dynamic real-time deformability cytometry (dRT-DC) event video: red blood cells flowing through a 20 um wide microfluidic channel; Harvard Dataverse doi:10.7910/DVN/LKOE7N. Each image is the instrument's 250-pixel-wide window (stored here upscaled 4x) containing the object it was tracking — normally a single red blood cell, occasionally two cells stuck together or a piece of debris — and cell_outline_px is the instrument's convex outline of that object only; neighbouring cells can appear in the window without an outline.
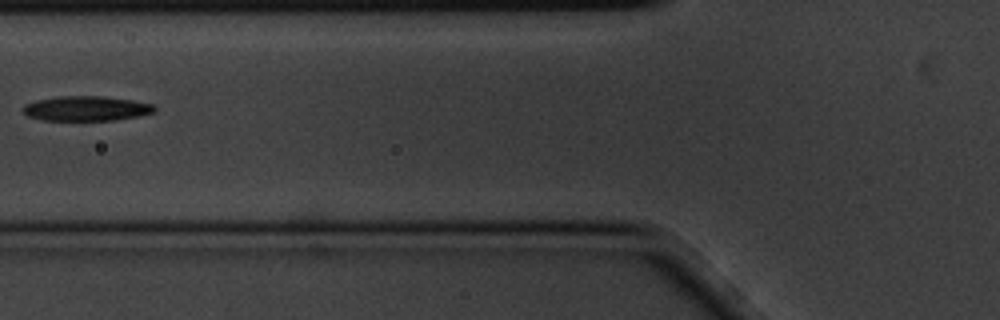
{"species": "common noctule bat (a hibernating species)", "species_latin": "Nyctalus noctula", "temperature_condition": "cold", "stored_images_in_passage": 14, "camera_frame_rate_fps": 3000, "um_per_image_px": 0.085, "animal": {"sex": "male", "body_mass_g": 20.1, "forearm_length_mm": 53.5}, "frame": {"image": 1, "passage_image": 5, "time_ms": 1.333, "image_size_px": [1000, 320], "cell_outline_px": [[156, 112], [136, 116], [112, 120], [44, 120], [28, 116], [24, 112], [24, 104], [36, 100], [60, 96], [104, 96], [132, 100], [152, 104], [156, 108]], "centroid_in_image_um": [7.34, 9.21], "position_along_channel_um": 118.5, "area_um2": 18.84}}
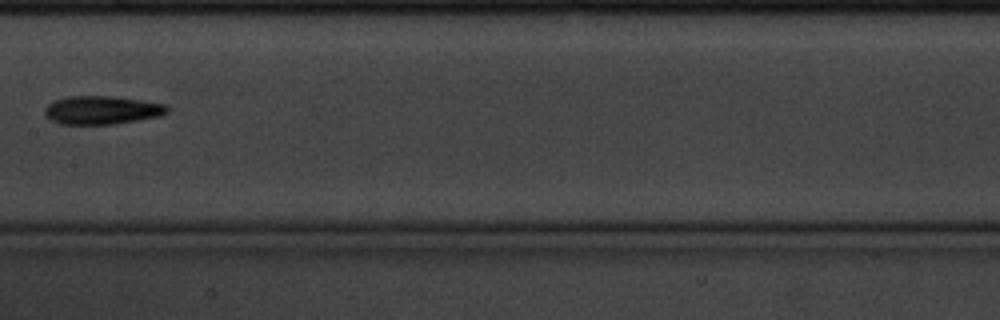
{"frame": {"image": 2, "passage_image": 7, "time_ms": 2.0, "image_size_px": [1000, 320], "cell_outline_px": [[168, 112], [160, 116], [112, 124], [60, 124], [44, 116], [44, 108], [48, 104], [56, 100], [68, 96], [116, 96], [144, 100], [168, 104]], "centroid_in_image_um": [8.67, 9.35], "position_along_channel_um": 198.7, "area_um2": 20.4}}
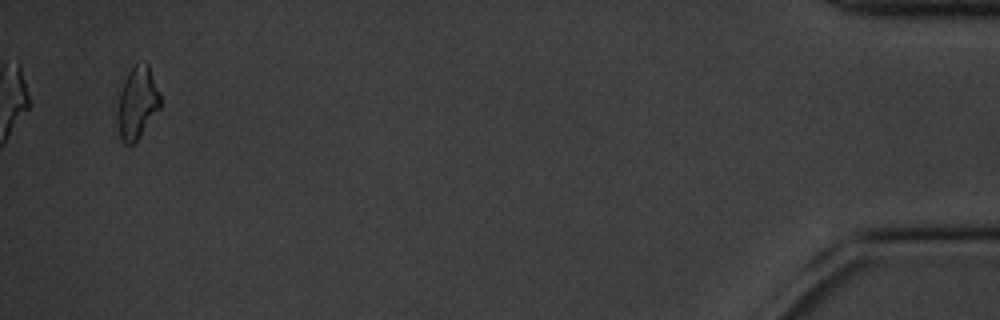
{"frame": {"image": 3, "passage_image": 14, "time_ms": 4.333, "image_size_px": [1000, 320], "cell_outline_px": [[160, 108], [136, 140], [132, 144], [124, 144], [120, 140], [116, 116], [120, 92], [124, 80], [128, 72], [136, 64], [148, 64], [160, 92]], "centroid_in_image_um": [11.65, 8.76], "position_along_channel_um": 423.6, "area_um2": 17.8}}